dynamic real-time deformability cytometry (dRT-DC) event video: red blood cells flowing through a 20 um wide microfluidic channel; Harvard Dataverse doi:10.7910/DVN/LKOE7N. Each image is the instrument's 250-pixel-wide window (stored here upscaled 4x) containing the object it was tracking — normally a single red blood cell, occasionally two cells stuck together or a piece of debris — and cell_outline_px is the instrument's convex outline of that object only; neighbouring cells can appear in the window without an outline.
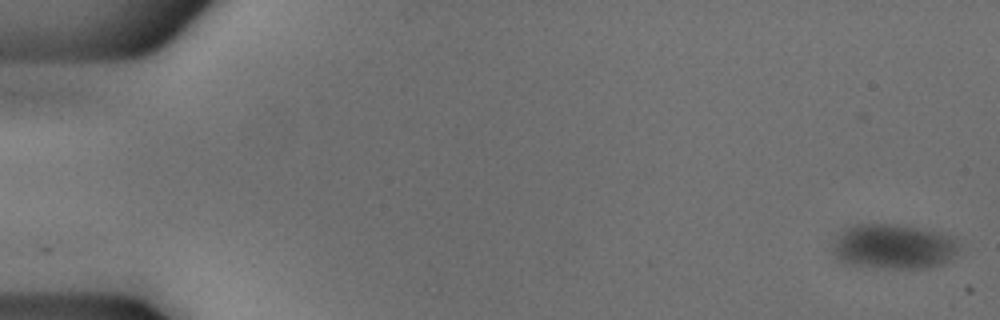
{"species": "common noctule bat (a hibernating species)", "species_latin": "Nyctalus noctula", "temperature_condition": "cold", "stored_images_in_passage": 4, "camera_frame_rate_fps": 3000, "um_per_image_px": 0.085, "animal": {"sex": "male", "body_mass_g": 18.8}, "frame": {"image": 1, "passage_image": 1, "time_ms": 0.0, "image_size_px": [1000, 320], "cell_outline_px": [[956, 252], [948, 260], [940, 264], [924, 268], [884, 268], [844, 264], [832, 252], [832, 236], [844, 228], [852, 224], [896, 224], [920, 228], [948, 236], [956, 240]], "centroid_in_image_um": [75.8, 20.95], "position_along_channel_um": 9.2, "area_um2": 33.12}}